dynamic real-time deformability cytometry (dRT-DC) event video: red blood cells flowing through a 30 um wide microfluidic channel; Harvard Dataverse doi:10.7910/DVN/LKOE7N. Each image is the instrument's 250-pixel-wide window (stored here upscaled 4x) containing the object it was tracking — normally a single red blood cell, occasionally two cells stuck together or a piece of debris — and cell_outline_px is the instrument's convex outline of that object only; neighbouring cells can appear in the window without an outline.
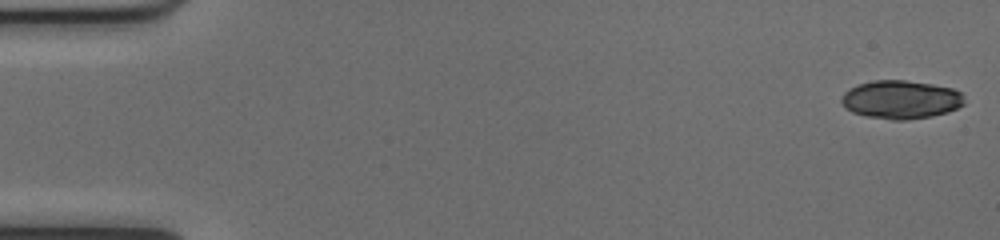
{"species": "common noctule bat (a hibernating species)", "species_latin": "Nyctalus noctula", "temperature_condition": "cold", "stored_images_in_passage": 51, "segment_of_instrument_passage": [1, 2], "camera_frame_rate_fps": 3000, "um_per_image_px": 0.085, "animal": {"sex": "female", "body_mass_g": 17.0, "forearm_length_mm": 48.0}, "frame": {"image": 1, "passage_image": 1, "time_ms": 0.0, "image_size_px": [1000, 240], "cell_outline_px": [[964, 104], [948, 112], [932, 116], [908, 120], [892, 120], [864, 116], [852, 112], [844, 108], [840, 100], [844, 92], [848, 88], [856, 84], [872, 80], [904, 80], [932, 84], [952, 88], [960, 92], [964, 96]], "centroid_in_image_um": [76.53, 8.46], "position_along_channel_um": 8.5, "area_um2": 27.86}}
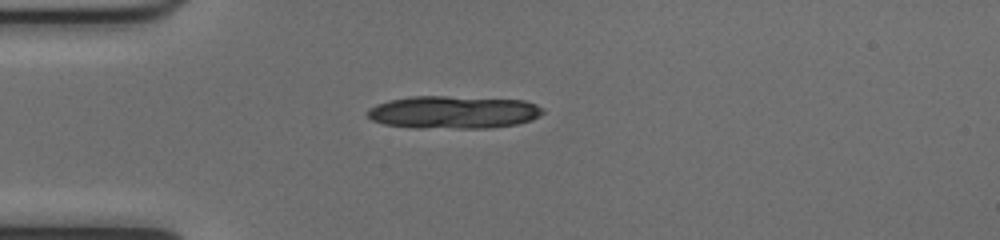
{"frame": {"image": 2, "passage_image": 14, "time_ms": 4.333, "image_size_px": [1000, 240], "cell_outline_px": [[544, 112], [540, 116], [532, 120], [516, 124], [492, 128], [412, 128], [384, 124], [372, 120], [368, 116], [368, 108], [376, 104], [388, 100], [408, 96], [448, 96], [524, 100], [536, 104], [544, 108]], "centroid_in_image_um": [38.55, 9.54], "position_along_channel_um": 46.5, "area_um2": 33.87}}